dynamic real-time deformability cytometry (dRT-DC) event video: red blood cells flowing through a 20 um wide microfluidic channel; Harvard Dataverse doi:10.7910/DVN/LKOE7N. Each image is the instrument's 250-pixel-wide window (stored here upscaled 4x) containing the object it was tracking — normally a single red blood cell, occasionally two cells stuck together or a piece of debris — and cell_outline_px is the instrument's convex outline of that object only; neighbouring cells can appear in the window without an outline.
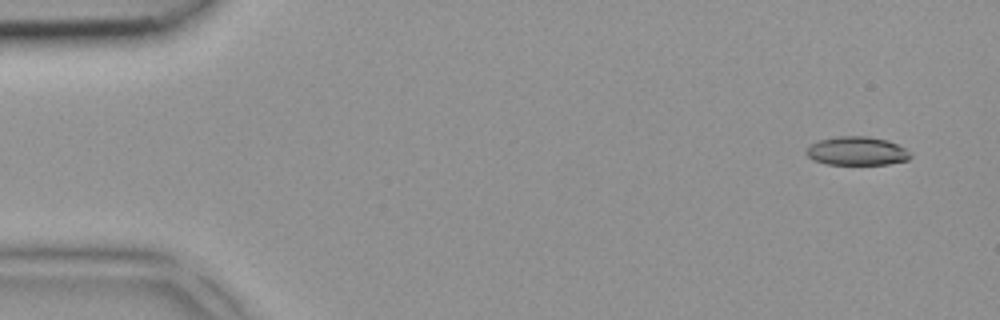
{"species": "common noctule bat (a hibernating species)", "species_latin": "Nyctalus noctula", "temperature_condition": "room temperature", "stored_images_in_passage": 4, "camera_frame_rate_fps": 3000, "um_per_image_px": 0.085, "animal": {"sex": "female", "body_mass_g": 18.4}, "frame": {"image": 1, "passage_image": 1, "time_ms": 0.0, "image_size_px": [1000, 320], "cell_outline_px": [[912, 156], [908, 160], [888, 164], [828, 164], [812, 160], [804, 152], [812, 144], [820, 140], [836, 136], [868, 136], [888, 140], [912, 152]], "centroid_in_image_um": [72.86, 12.83], "position_along_channel_um": 12.1, "area_um2": 17.4}}